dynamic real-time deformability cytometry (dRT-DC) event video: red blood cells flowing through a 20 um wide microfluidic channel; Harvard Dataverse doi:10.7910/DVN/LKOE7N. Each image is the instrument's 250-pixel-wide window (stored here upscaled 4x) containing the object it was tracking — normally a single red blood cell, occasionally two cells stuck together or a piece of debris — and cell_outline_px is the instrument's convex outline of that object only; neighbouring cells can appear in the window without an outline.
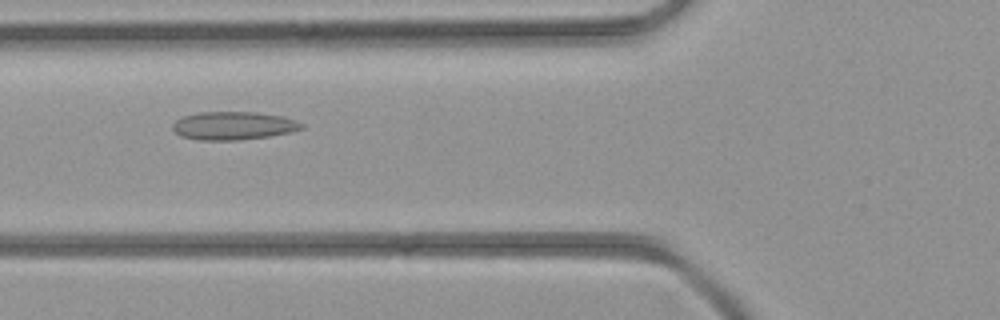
{"species": "common noctule bat (a hibernating species)", "species_latin": "Nyctalus noctula", "temperature_condition": "room temperature", "stored_images_in_passage": 44, "camera_frame_rate_fps": 3000, "um_per_image_px": 0.085, "animal": {"sex": "female", "body_mass_g": 21.9}, "frame": {"image": 1, "passage_image": 17, "time_ms": 5.333, "image_size_px": [1000, 320], "cell_outline_px": [[304, 128], [288, 132], [268, 136], [236, 140], [200, 140], [180, 136], [172, 128], [172, 124], [176, 120], [184, 116], [200, 112], [256, 112], [284, 116], [296, 120], [304, 124]], "centroid_in_image_um": [19.84, 10.68], "position_along_channel_um": 106.0, "area_um2": 21.1}}
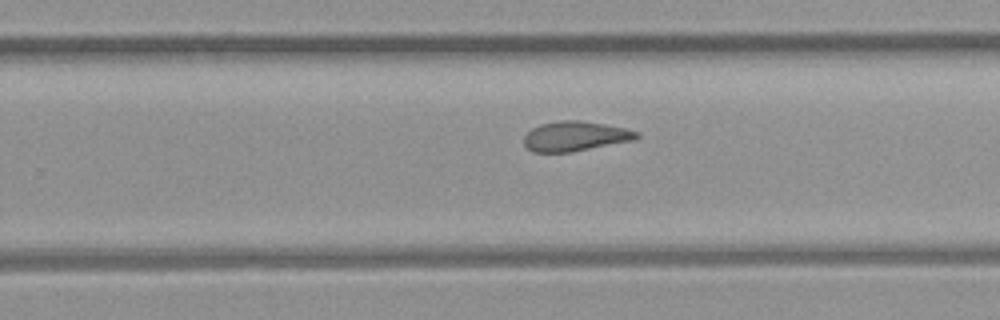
{"frame": {"image": 2, "passage_image": 28, "time_ms": 9.0, "image_size_px": [1000, 320], "cell_outline_px": [[640, 136], [636, 140], [572, 152], [532, 152], [524, 144], [524, 136], [532, 128], [540, 124], [560, 120], [576, 120], [604, 124], [624, 128], [640, 132]], "centroid_in_image_um": [48.91, 11.58], "position_along_channel_um": 280.9, "area_um2": 19.65}}
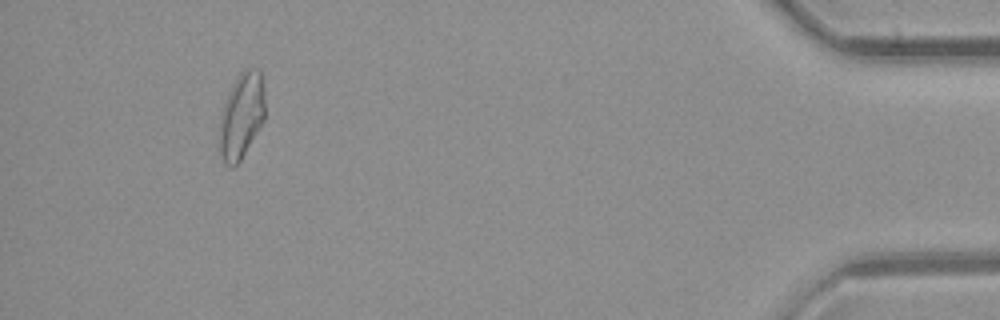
{"frame": {"image": 3, "passage_image": 41, "time_ms": 13.333, "image_size_px": [1000, 320], "cell_outline_px": [[264, 120], [240, 160], [232, 168], [224, 164], [220, 152], [220, 116], [224, 100], [228, 92], [240, 72], [244, 68], [260, 68], [264, 88]], "centroid_in_image_um": [20.53, 9.79], "position_along_channel_um": 414.7, "area_um2": 22.77}}